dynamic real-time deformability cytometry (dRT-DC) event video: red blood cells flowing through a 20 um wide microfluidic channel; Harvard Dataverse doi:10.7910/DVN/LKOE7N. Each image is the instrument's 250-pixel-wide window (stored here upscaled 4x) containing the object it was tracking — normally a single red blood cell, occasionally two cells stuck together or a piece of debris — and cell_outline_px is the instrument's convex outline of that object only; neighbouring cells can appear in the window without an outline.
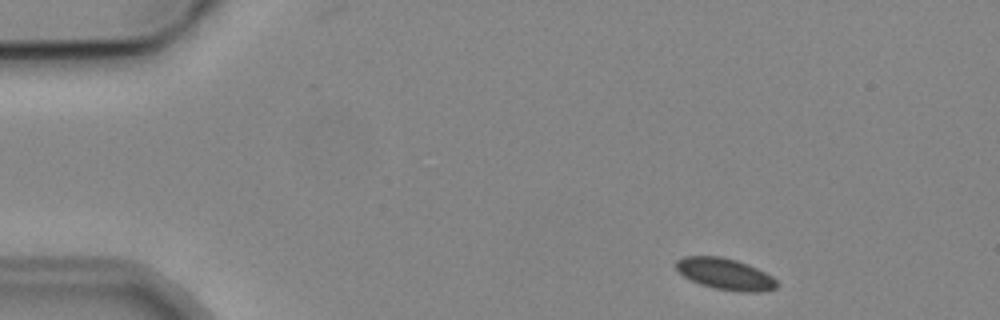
{"species": "common noctule bat (a hibernating species)", "species_latin": "Nyctalus noctula", "temperature_condition": "cold", "stored_images_in_passage": 2, "camera_frame_rate_fps": 3000, "um_per_image_px": 0.085, "animal": {"sex": "male", "body_mass_g": 19.2, "forearm_length_mm": 51.8}, "frame": {"image": 1, "passage_image": 1, "time_ms": 0.0, "image_size_px": [1000, 320], "cell_outline_px": [[780, 284], [776, 288], [756, 292], [748, 292], [716, 288], [700, 284], [684, 276], [676, 268], [676, 260], [684, 256], [720, 256], [736, 260], [748, 264], [772, 276]], "centroid_in_image_um": [61.65, 23.27], "position_along_channel_um": 23.4, "area_um2": 18.21}}